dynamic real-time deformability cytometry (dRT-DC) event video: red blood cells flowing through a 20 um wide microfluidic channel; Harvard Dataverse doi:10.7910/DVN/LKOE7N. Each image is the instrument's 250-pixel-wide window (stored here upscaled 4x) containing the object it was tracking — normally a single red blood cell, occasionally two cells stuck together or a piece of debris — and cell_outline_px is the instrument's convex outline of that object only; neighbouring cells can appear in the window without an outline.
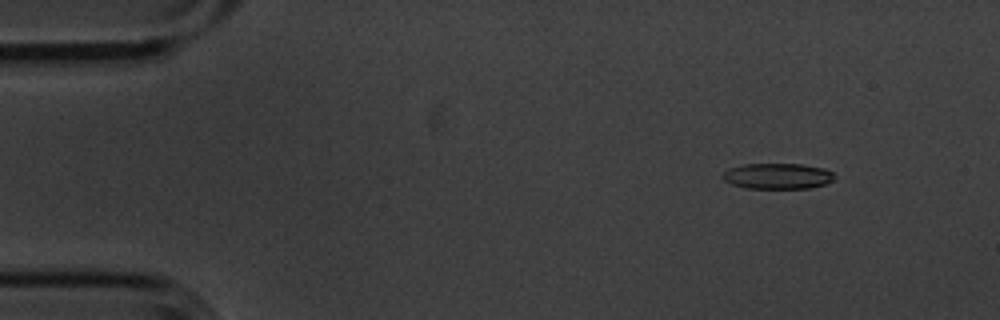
{"species": "common noctule bat (a hibernating species)", "species_latin": "Nyctalus noctula", "temperature_condition": "cold", "stored_images_in_passage": 5, "camera_frame_rate_fps": 3000, "um_per_image_px": 0.085, "animal": {"sex": "male", "body_mass_g": 20.1, "forearm_length_mm": 53.5}, "frame": {"image": 1, "passage_image": 2, "time_ms": 0.333, "image_size_px": [1000, 320], "cell_outline_px": [[836, 176], [832, 180], [824, 184], [808, 188], [748, 188], [732, 184], [724, 180], [720, 176], [728, 168], [744, 164], [800, 164], [824, 168], [832, 172]], "centroid_in_image_um": [66.07, 14.96], "position_along_channel_um": 18.9, "area_um2": 16.7}}
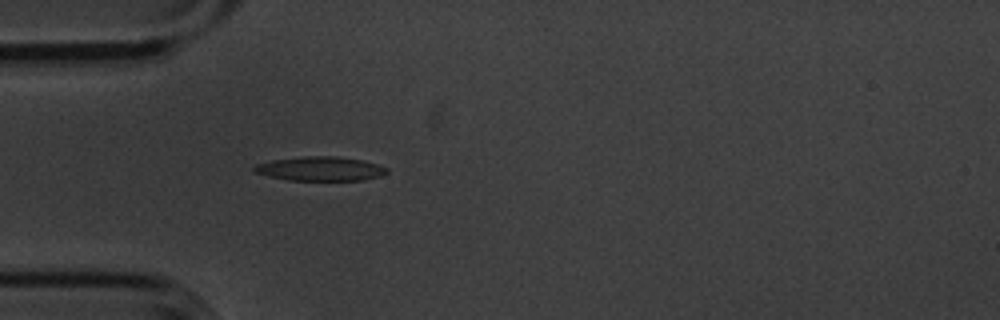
{"frame": {"image": 2, "passage_image": 5, "time_ms": 1.333, "image_size_px": [1000, 320], "cell_outline_px": [[388, 172], [380, 176], [364, 180], [288, 180], [268, 176], [252, 172], [252, 168], [256, 164], [272, 160], [300, 156], [336, 156], [360, 160], [376, 164], [388, 168]], "centroid_in_image_um": [27.18, 14.34], "position_along_channel_um": 57.8, "area_um2": 18.73}}